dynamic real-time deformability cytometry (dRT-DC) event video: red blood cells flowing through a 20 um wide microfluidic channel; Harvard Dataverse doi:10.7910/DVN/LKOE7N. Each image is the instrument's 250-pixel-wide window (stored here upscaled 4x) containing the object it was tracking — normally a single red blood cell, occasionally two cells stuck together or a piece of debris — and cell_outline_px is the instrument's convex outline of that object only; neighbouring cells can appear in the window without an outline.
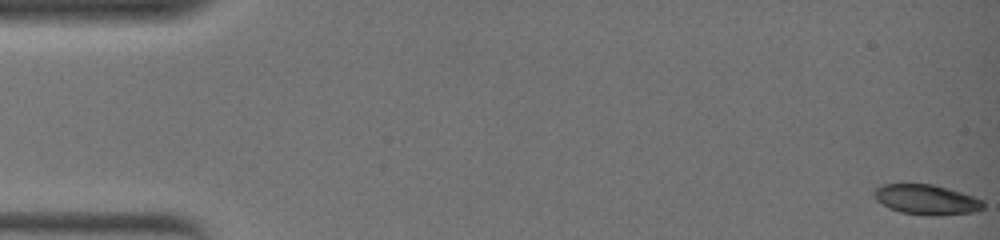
{"species": "common noctule bat (a hibernating species)", "species_latin": "Nyctalus noctula", "temperature_condition": "warm", "stored_images_in_passage": 53, "camera_frame_rate_fps": 3000, "um_per_image_px": 0.085, "animal": {"sex": "female", "body_mass_g": 19.0, "forearm_length_mm": 51.5}, "frame": {"image": 1, "passage_image": 1, "time_ms": 0.0, "image_size_px": [1000, 240], "cell_outline_px": [[984, 208], [976, 212], [936, 216], [900, 212], [888, 208], [876, 200], [872, 196], [872, 192], [876, 188], [884, 184], [932, 184], [948, 188], [984, 200]], "centroid_in_image_um": [78.74, 16.97], "position_along_channel_um": 6.3, "area_um2": 19.25}}
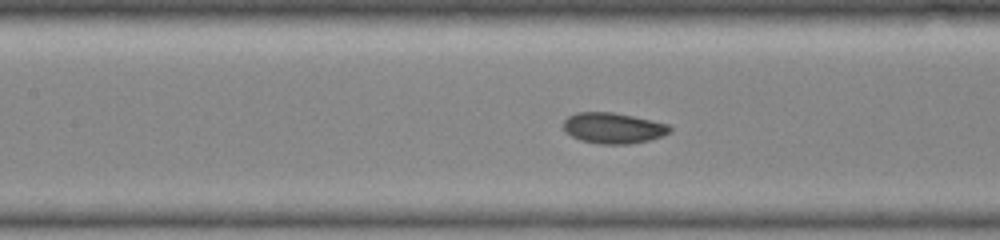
{"frame": {"image": 2, "passage_image": 26, "time_ms": 8.333, "image_size_px": [1000, 240], "cell_outline_px": [[672, 132], [648, 140], [628, 144], [600, 144], [580, 140], [564, 132], [564, 120], [568, 116], [576, 112], [612, 112], [652, 120], [668, 124], [672, 128]], "centroid_in_image_um": [52.11, 10.88], "position_along_channel_um": 155.3, "area_um2": 19.07}}
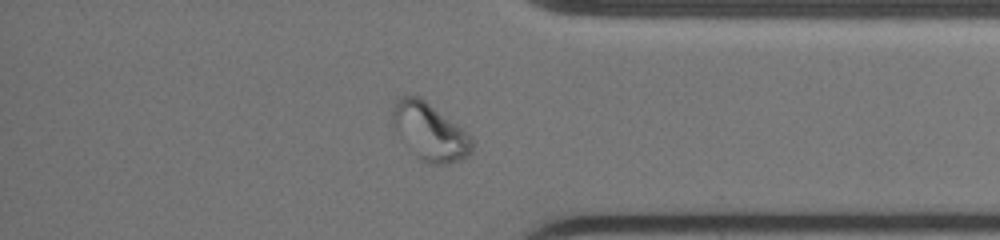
{"frame": {"image": 3, "passage_image": 46, "time_ms": 15.0, "image_size_px": [1000, 240], "cell_outline_px": [[472, 152], [468, 156], [460, 160], [448, 164], [432, 164], [416, 156], [412, 152], [392, 124], [392, 104], [400, 96], [420, 96], [468, 132], [472, 136]], "centroid_in_image_um": [36.54, 11.18], "position_along_channel_um": 398.7, "area_um2": 26.41}, "authors_computed_cell_mechanics": {"area_um2": 19.5364, "velocity_mm_per_s": 3.683, "shape_relaxation_time_tau1_ms": null, "shape_relaxation_time_tau2_ms": 1.0197, "deformation_change_tau1": null, "deformation_change_tau2": 0.0321}}